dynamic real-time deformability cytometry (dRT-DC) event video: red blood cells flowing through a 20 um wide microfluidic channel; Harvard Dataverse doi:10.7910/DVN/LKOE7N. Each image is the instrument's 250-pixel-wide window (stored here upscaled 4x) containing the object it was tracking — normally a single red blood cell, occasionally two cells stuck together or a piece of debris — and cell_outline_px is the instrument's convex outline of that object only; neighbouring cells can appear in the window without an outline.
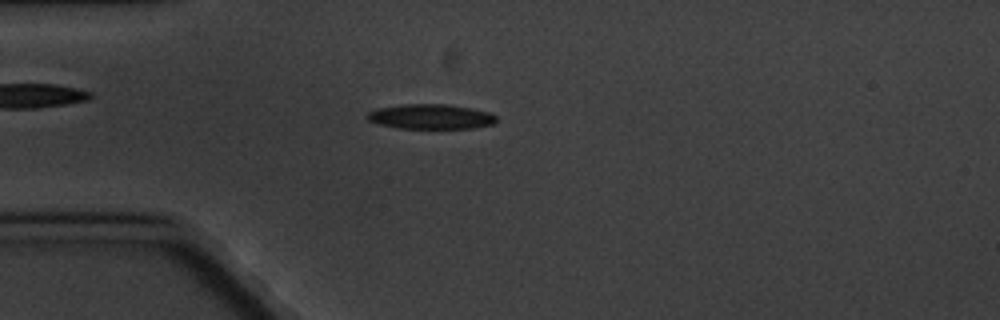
{"species": "common noctule bat (a hibernating species)", "species_latin": "Nyctalus noctula", "temperature_condition": "cold", "stored_images_in_passage": 3, "camera_frame_rate_fps": 3000, "um_per_image_px": 0.085, "animal": {"sex": "male", "body_mass_g": 20.1, "forearm_length_mm": 53.5}, "frame": {"image": 1, "passage_image": 3, "time_ms": 2.333, "image_size_px": [1000, 320], "cell_outline_px": [[496, 120], [492, 124], [472, 128], [396, 128], [380, 124], [368, 120], [364, 116], [368, 112], [376, 108], [400, 104], [448, 104], [472, 108], [492, 112], [496, 116]], "centroid_in_image_um": [36.59, 9.9], "position_along_channel_um": 48.4, "area_um2": 18.9}}